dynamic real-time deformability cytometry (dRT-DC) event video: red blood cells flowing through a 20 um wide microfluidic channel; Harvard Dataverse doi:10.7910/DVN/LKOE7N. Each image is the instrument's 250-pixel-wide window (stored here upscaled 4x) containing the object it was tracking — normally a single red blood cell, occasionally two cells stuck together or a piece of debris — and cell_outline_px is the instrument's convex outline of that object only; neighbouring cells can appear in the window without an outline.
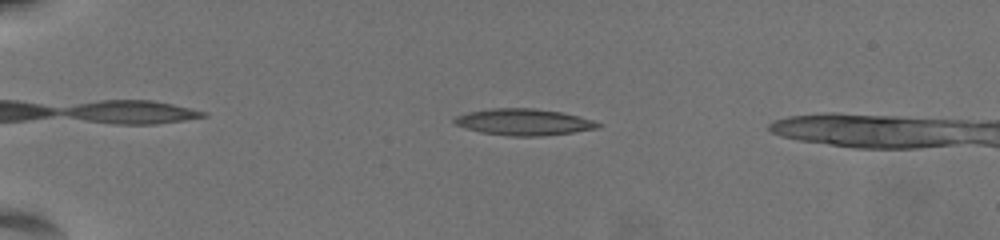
{"species": "common noctule bat (a hibernating species)", "species_latin": "Nyctalus noctula", "temperature_condition": "warm", "stored_images_in_passage": 60, "segment_of_instrument_passage": [1, 2], "camera_frame_rate_fps": 3000, "um_per_image_px": 0.085, "animal": {"sex": "female", "body_mass_g": 19.5, "forearm_length_mm": 54.1}, "frame": {"image": 1, "passage_image": 14, "time_ms": 4.333, "image_size_px": [1000, 240], "cell_outline_px": [[604, 124], [596, 128], [572, 132], [540, 136], [512, 136], [480, 132], [456, 124], [452, 120], [456, 116], [468, 112], [496, 108], [532, 108], [560, 112], [592, 120]], "centroid_in_image_um": [44.51, 10.37], "position_along_channel_um": 40.5, "area_um2": 21.73}}
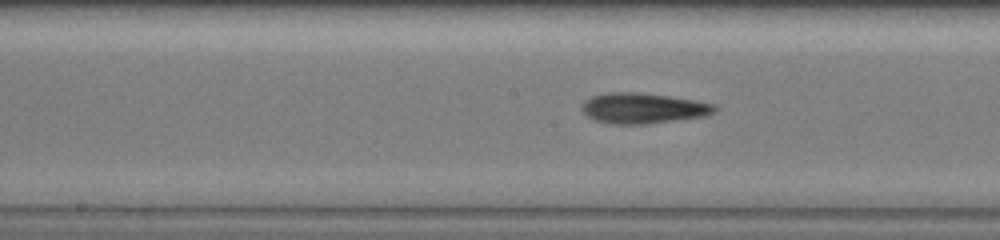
{"frame": {"image": 2, "passage_image": 32, "time_ms": 10.333, "image_size_px": [1000, 240], "cell_outline_px": [[716, 112], [704, 116], [648, 124], [612, 124], [596, 120], [588, 116], [584, 112], [584, 100], [592, 96], [608, 92], [636, 92], [668, 96], [716, 104]], "centroid_in_image_um": [54.68, 9.2], "position_along_channel_um": 193.5, "area_um2": 23.35}}
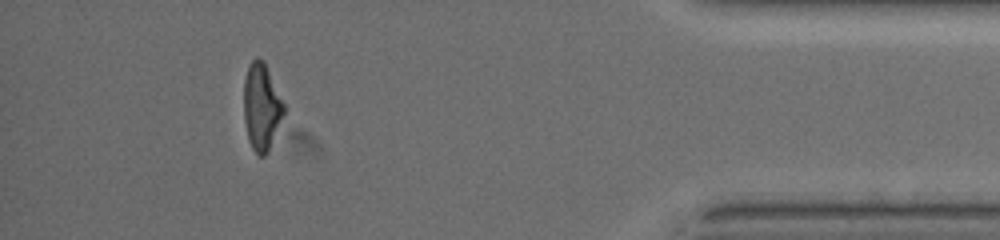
{"frame": {"image": 3, "passage_image": 54, "time_ms": 17.667, "image_size_px": [1000, 240], "cell_outline_px": [[288, 108], [268, 152], [264, 156], [260, 156], [252, 148], [248, 140], [244, 120], [244, 80], [248, 68], [252, 60], [256, 56], [264, 60]], "centroid_in_image_um": [22.28, 9.07], "position_along_channel_um": 412.9, "area_um2": 20.87}}